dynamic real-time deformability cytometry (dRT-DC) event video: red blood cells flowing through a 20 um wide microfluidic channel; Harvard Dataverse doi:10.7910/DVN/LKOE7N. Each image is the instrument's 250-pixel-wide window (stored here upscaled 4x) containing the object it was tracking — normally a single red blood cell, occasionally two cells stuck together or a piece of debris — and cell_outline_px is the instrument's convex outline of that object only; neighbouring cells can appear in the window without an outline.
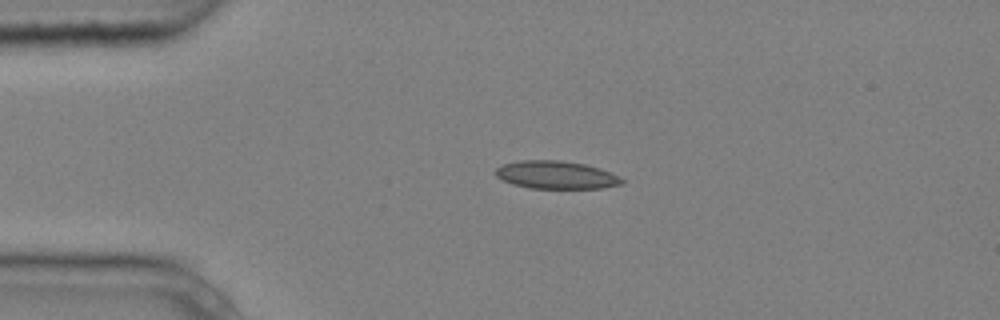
{"species": "common noctule bat (a hibernating species)", "species_latin": "Nyctalus noctula", "temperature_condition": "cold", "stored_images_in_passage": 3, "camera_frame_rate_fps": 3000, "um_per_image_px": 0.085, "animal": {"sex": "male", "body_mass_g": 20.4}, "frame": {"image": 1, "passage_image": 1, "time_ms": 0.0, "image_size_px": [1000, 320], "cell_outline_px": [[624, 184], [604, 188], [528, 188], [512, 184], [496, 176], [496, 168], [504, 164], [520, 160], [560, 160], [584, 164], [600, 168], [624, 180]], "centroid_in_image_um": [47.27, 14.87], "position_along_channel_um": 37.7, "area_um2": 20.4}}
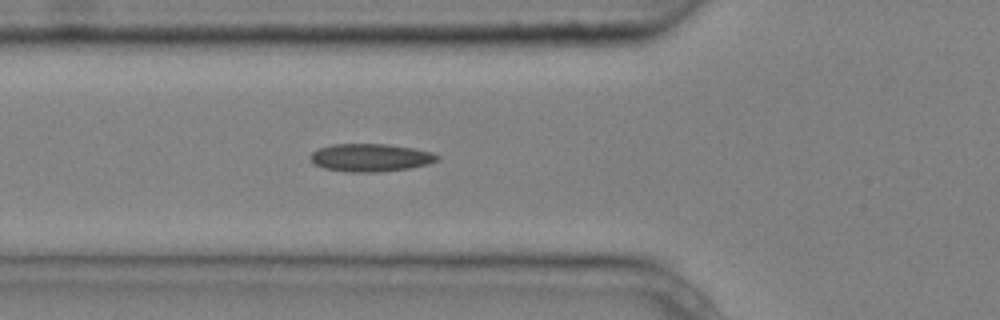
{"frame": {"image": 2, "passage_image": 3, "time_ms": 0.667, "image_size_px": [1000, 320], "cell_outline_px": [[440, 160], [428, 164], [408, 168], [376, 172], [344, 172], [324, 168], [312, 164], [312, 152], [320, 148], [332, 144], [388, 144], [412, 148], [432, 152], [440, 156]], "centroid_in_image_um": [31.51, 13.4], "position_along_channel_um": 94.3, "area_um2": 20.58}}